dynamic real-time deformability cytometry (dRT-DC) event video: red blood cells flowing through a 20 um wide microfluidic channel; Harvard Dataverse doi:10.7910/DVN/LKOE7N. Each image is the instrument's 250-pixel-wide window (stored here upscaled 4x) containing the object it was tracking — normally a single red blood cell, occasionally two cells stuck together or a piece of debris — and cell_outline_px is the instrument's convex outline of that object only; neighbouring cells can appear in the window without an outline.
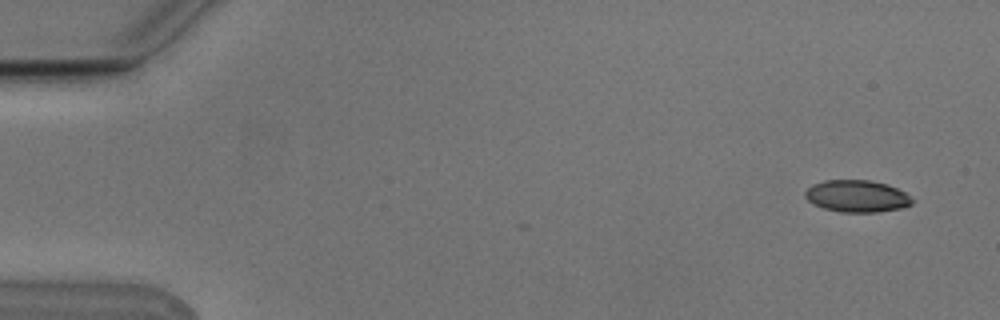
{"species": "Egyptian fruit bat (a non-hibernating species)", "species_latin": "Rousettus aegyptiacus", "temperature_condition": "cold", "stored_images_in_passage": 3, "camera_frame_rate_fps": 3000, "um_per_image_px": 0.085, "animal": {"sex": "male"}, "frame": {"image": 1, "passage_image": 2, "time_ms": 0.333, "image_size_px": [1000, 320], "cell_outline_px": [[912, 204], [900, 208], [876, 212], [840, 212], [824, 208], [812, 204], [804, 196], [804, 192], [812, 184], [824, 180], [868, 180], [888, 184], [904, 192], [912, 200]], "centroid_in_image_um": [72.79, 16.67], "position_along_channel_um": 12.2, "area_um2": 19.88}}